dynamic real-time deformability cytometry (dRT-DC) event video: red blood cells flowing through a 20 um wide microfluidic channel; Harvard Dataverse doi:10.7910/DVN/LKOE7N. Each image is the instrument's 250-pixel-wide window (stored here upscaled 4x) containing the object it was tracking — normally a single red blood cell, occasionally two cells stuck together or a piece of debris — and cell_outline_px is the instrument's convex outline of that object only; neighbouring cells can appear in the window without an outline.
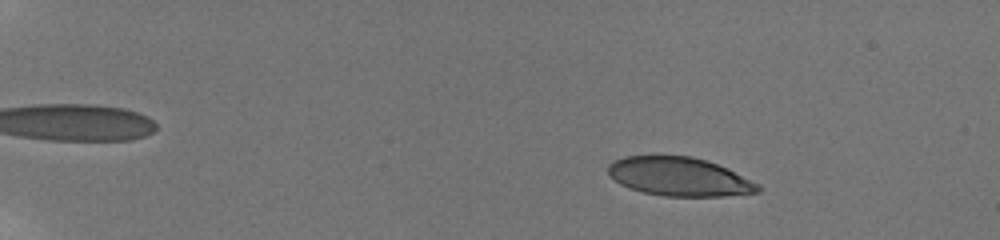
{"species": "human", "species_latin": "Homo sapiens", "temperature_condition": "room temperature", "stored_images_in_passage": 62, "camera_frame_rate_fps": 3000, "um_per_image_px": 0.085, "donor": {"sex": "male"}, "frame": {"image": 1, "passage_image": 18, "time_ms": 3.667, "image_size_px": [1000, 240], "cell_outline_px": [[760, 192], [724, 196], [664, 196], [644, 192], [628, 188], [620, 184], [608, 172], [608, 164], [612, 160], [624, 156], [692, 156], [708, 160], [728, 168], [760, 184]], "centroid_in_image_um": [57.76, 15.01], "position_along_channel_um": 27.2, "area_um2": 33.93}}
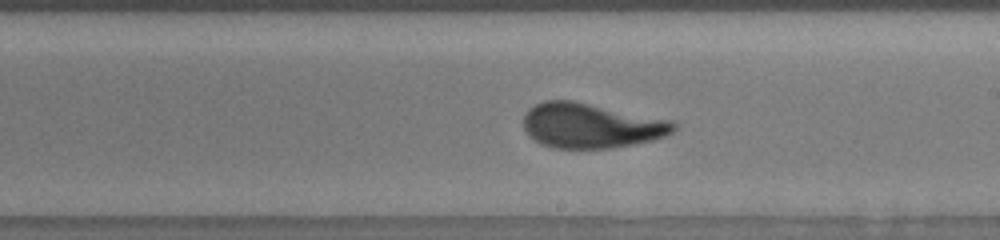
{"frame": {"image": 2, "passage_image": 52, "time_ms": 13.0, "image_size_px": [1000, 240], "cell_outline_px": [[676, 128], [668, 136], [652, 140], [612, 148], [552, 148], [540, 144], [524, 128], [524, 112], [528, 108], [544, 100], [572, 100], [672, 120], [676, 124]], "centroid_in_image_um": [50.24, 10.67], "position_along_channel_um": 238.8, "area_um2": 39.3}}
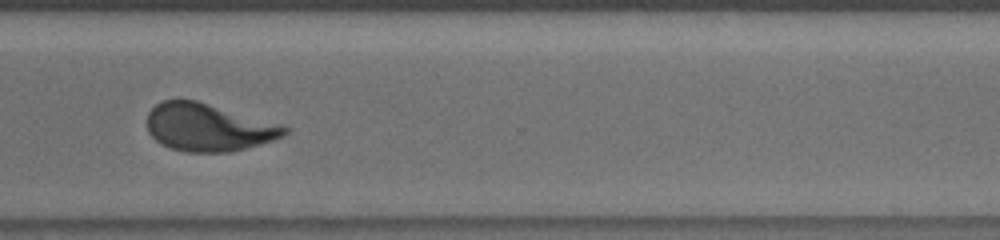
{"frame": {"image": 3, "passage_image": 61, "time_ms": 16.0, "image_size_px": [1000, 240], "cell_outline_px": [[292, 128], [284, 136], [260, 144], [228, 152], [184, 152], [168, 148], [160, 144], [148, 132], [148, 112], [156, 104], [164, 100], [196, 100], [288, 124]], "centroid_in_image_um": [17.79, 10.82], "position_along_channel_um": 352.8, "area_um2": 38.84}}